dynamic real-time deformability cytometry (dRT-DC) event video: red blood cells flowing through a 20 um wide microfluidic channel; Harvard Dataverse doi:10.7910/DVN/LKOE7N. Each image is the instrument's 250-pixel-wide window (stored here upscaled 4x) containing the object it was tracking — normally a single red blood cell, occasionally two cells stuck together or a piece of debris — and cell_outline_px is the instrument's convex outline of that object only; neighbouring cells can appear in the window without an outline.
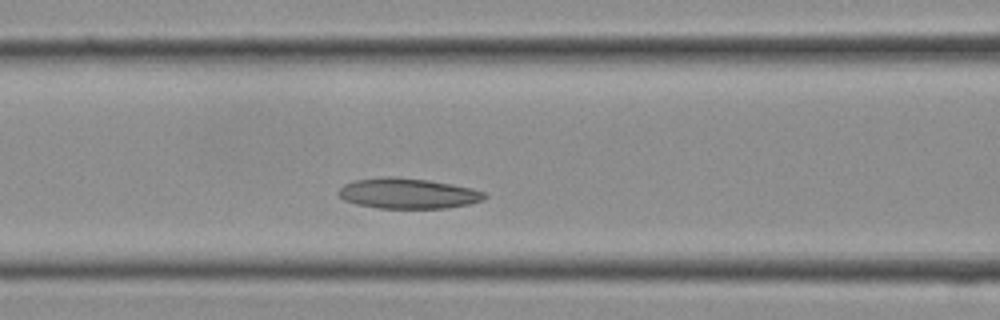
{"species": "Egyptian fruit bat (a non-hibernating species)", "species_latin": "Rousettus aegyptiacus", "temperature_condition": "cold", "stored_images_in_passage": 8, "segment_of_instrument_passage": [1, 2], "camera_frame_rate_fps": 3000, "um_per_image_px": 0.085, "frame": {"image": 1, "passage_image": 5, "time_ms": 1.333, "image_size_px": [1000, 320], "cell_outline_px": [[488, 196], [484, 200], [468, 204], [448, 208], [376, 208], [356, 204], [344, 200], [336, 192], [344, 184], [352, 180], [380, 176], [392, 176], [428, 180], [452, 184], [472, 188], [484, 192]], "centroid_in_image_um": [34.65, 16.43], "position_along_channel_um": 132.0, "area_um2": 26.18}}
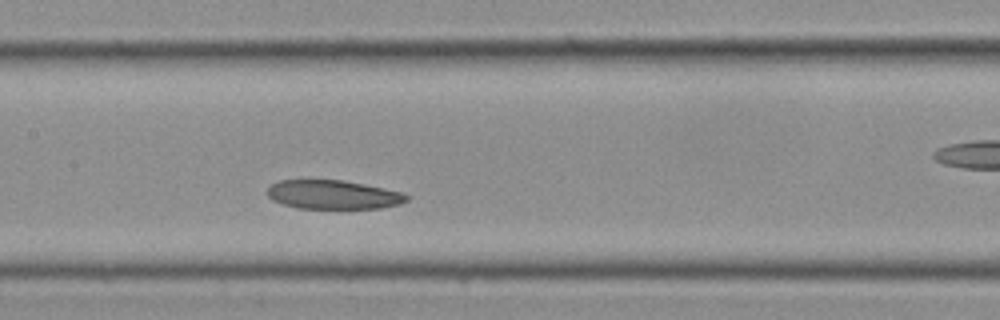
{"frame": {"image": 2, "passage_image": 7, "time_ms": 2.0, "image_size_px": [1000, 320], "cell_outline_px": [[408, 200], [400, 204], [380, 208], [296, 208], [272, 200], [268, 196], [268, 188], [272, 184], [280, 180], [344, 180], [404, 192], [408, 196]], "centroid_in_image_um": [28.34, 16.54], "position_along_channel_um": 179.1, "area_um2": 23.41}}